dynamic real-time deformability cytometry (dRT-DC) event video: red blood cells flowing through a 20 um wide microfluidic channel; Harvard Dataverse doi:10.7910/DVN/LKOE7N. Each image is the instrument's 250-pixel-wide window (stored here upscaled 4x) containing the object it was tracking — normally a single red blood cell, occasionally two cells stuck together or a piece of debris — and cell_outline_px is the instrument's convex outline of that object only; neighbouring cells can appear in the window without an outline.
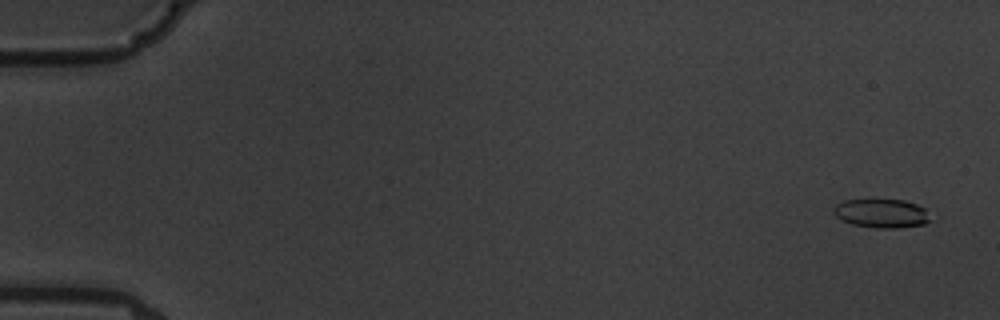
{"species": "common noctule bat (a hibernating species)", "species_latin": "Nyctalus noctula", "temperature_condition": "warm", "stored_images_in_passage": 6, "camera_frame_rate_fps": 3000, "um_per_image_px": 0.085, "animal": {"sex": "male", "body_mass_g": 19.5, "forearm_length_mm": 54.6}, "frame": {"image": 1, "passage_image": 1, "time_ms": 0.0, "image_size_px": [1000, 320], "cell_outline_px": [[928, 220], [924, 224], [900, 228], [876, 228], [852, 224], [840, 220], [832, 212], [832, 208], [836, 204], [844, 200], [904, 200], [916, 204], [924, 208]], "centroid_in_image_um": [74.85, 18.14], "position_along_channel_um": 10.1, "area_um2": 16.13}}
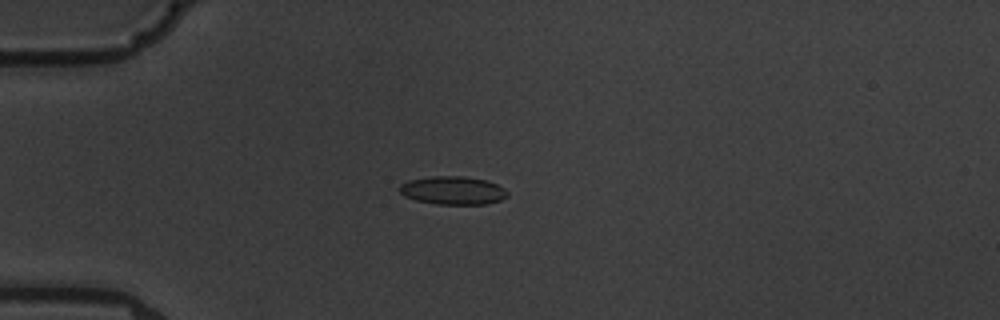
{"frame": {"image": 2, "passage_image": 5, "time_ms": 4.667, "image_size_px": [1000, 320], "cell_outline_px": [[508, 196], [500, 200], [484, 204], [436, 204], [416, 200], [404, 196], [400, 192], [400, 184], [408, 180], [432, 176], [464, 176], [484, 180], [496, 184], [504, 188], [508, 192]], "centroid_in_image_um": [38.48, 16.18], "position_along_channel_um": 46.5, "area_um2": 17.69}}